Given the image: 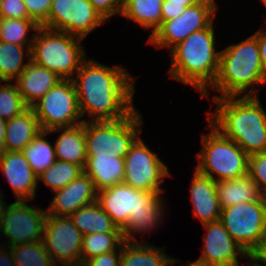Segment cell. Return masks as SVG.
<instances>
[{
  "mask_svg": "<svg viewBox=\"0 0 266 266\" xmlns=\"http://www.w3.org/2000/svg\"><path fill=\"white\" fill-rule=\"evenodd\" d=\"M85 59L77 77H71L76 88L81 116L90 121H113L128 117L134 110V77L120 66L108 67Z\"/></svg>",
  "mask_w": 266,
  "mask_h": 266,
  "instance_id": "obj_1",
  "label": "cell"
},
{
  "mask_svg": "<svg viewBox=\"0 0 266 266\" xmlns=\"http://www.w3.org/2000/svg\"><path fill=\"white\" fill-rule=\"evenodd\" d=\"M213 98L216 112L207 119L222 135L236 142L248 155L266 151V111L256 88L245 96Z\"/></svg>",
  "mask_w": 266,
  "mask_h": 266,
  "instance_id": "obj_2",
  "label": "cell"
},
{
  "mask_svg": "<svg viewBox=\"0 0 266 266\" xmlns=\"http://www.w3.org/2000/svg\"><path fill=\"white\" fill-rule=\"evenodd\" d=\"M162 200L161 193L134 189L124 182L101 190L97 196V202L122 230L126 242H136L133 232L146 233L161 223Z\"/></svg>",
  "mask_w": 266,
  "mask_h": 266,
  "instance_id": "obj_3",
  "label": "cell"
},
{
  "mask_svg": "<svg viewBox=\"0 0 266 266\" xmlns=\"http://www.w3.org/2000/svg\"><path fill=\"white\" fill-rule=\"evenodd\" d=\"M215 51L212 22L207 28L193 32L169 51L172 57L170 77L194 86L202 93V97H208L207 88L213 85L219 71L220 51Z\"/></svg>",
  "mask_w": 266,
  "mask_h": 266,
  "instance_id": "obj_4",
  "label": "cell"
},
{
  "mask_svg": "<svg viewBox=\"0 0 266 266\" xmlns=\"http://www.w3.org/2000/svg\"><path fill=\"white\" fill-rule=\"evenodd\" d=\"M259 83H266V72L254 35L220 51L219 71L211 88L219 91L221 96L214 98L244 96L251 85Z\"/></svg>",
  "mask_w": 266,
  "mask_h": 266,
  "instance_id": "obj_5",
  "label": "cell"
},
{
  "mask_svg": "<svg viewBox=\"0 0 266 266\" xmlns=\"http://www.w3.org/2000/svg\"><path fill=\"white\" fill-rule=\"evenodd\" d=\"M82 39L40 26L33 35L31 60L62 79H71L86 59Z\"/></svg>",
  "mask_w": 266,
  "mask_h": 266,
  "instance_id": "obj_6",
  "label": "cell"
},
{
  "mask_svg": "<svg viewBox=\"0 0 266 266\" xmlns=\"http://www.w3.org/2000/svg\"><path fill=\"white\" fill-rule=\"evenodd\" d=\"M207 126L212 130L209 135L202 134V150L196 154L199 163L195 170L216 182L247 175L249 155L210 123Z\"/></svg>",
  "mask_w": 266,
  "mask_h": 266,
  "instance_id": "obj_7",
  "label": "cell"
},
{
  "mask_svg": "<svg viewBox=\"0 0 266 266\" xmlns=\"http://www.w3.org/2000/svg\"><path fill=\"white\" fill-rule=\"evenodd\" d=\"M87 156L125 158L142 132V115L135 109L128 117L113 121L84 120Z\"/></svg>",
  "mask_w": 266,
  "mask_h": 266,
  "instance_id": "obj_8",
  "label": "cell"
},
{
  "mask_svg": "<svg viewBox=\"0 0 266 266\" xmlns=\"http://www.w3.org/2000/svg\"><path fill=\"white\" fill-rule=\"evenodd\" d=\"M220 221L232 238L251 256L266 234V196L251 203L221 209Z\"/></svg>",
  "mask_w": 266,
  "mask_h": 266,
  "instance_id": "obj_9",
  "label": "cell"
},
{
  "mask_svg": "<svg viewBox=\"0 0 266 266\" xmlns=\"http://www.w3.org/2000/svg\"><path fill=\"white\" fill-rule=\"evenodd\" d=\"M42 131L82 124L72 79H62L32 106Z\"/></svg>",
  "mask_w": 266,
  "mask_h": 266,
  "instance_id": "obj_10",
  "label": "cell"
},
{
  "mask_svg": "<svg viewBox=\"0 0 266 266\" xmlns=\"http://www.w3.org/2000/svg\"><path fill=\"white\" fill-rule=\"evenodd\" d=\"M124 163V183L134 189L162 193L160 185L164 178L170 175L169 170L157 154L145 145L140 136L130 146Z\"/></svg>",
  "mask_w": 266,
  "mask_h": 266,
  "instance_id": "obj_11",
  "label": "cell"
},
{
  "mask_svg": "<svg viewBox=\"0 0 266 266\" xmlns=\"http://www.w3.org/2000/svg\"><path fill=\"white\" fill-rule=\"evenodd\" d=\"M82 241L83 234L70 216L47 214L42 242L57 266H81Z\"/></svg>",
  "mask_w": 266,
  "mask_h": 266,
  "instance_id": "obj_12",
  "label": "cell"
},
{
  "mask_svg": "<svg viewBox=\"0 0 266 266\" xmlns=\"http://www.w3.org/2000/svg\"><path fill=\"white\" fill-rule=\"evenodd\" d=\"M26 200H16L5 205L0 218V233L9 239L7 247L41 241L47 216L46 210L26 205Z\"/></svg>",
  "mask_w": 266,
  "mask_h": 266,
  "instance_id": "obj_13",
  "label": "cell"
},
{
  "mask_svg": "<svg viewBox=\"0 0 266 266\" xmlns=\"http://www.w3.org/2000/svg\"><path fill=\"white\" fill-rule=\"evenodd\" d=\"M216 9L212 4L201 0L187 7L176 18L163 22L155 33L150 35L147 43H152L157 48L167 46L171 50L193 32L207 28L216 16Z\"/></svg>",
  "mask_w": 266,
  "mask_h": 266,
  "instance_id": "obj_14",
  "label": "cell"
},
{
  "mask_svg": "<svg viewBox=\"0 0 266 266\" xmlns=\"http://www.w3.org/2000/svg\"><path fill=\"white\" fill-rule=\"evenodd\" d=\"M104 22L89 0H53L48 14V29L83 39Z\"/></svg>",
  "mask_w": 266,
  "mask_h": 266,
  "instance_id": "obj_15",
  "label": "cell"
},
{
  "mask_svg": "<svg viewBox=\"0 0 266 266\" xmlns=\"http://www.w3.org/2000/svg\"><path fill=\"white\" fill-rule=\"evenodd\" d=\"M202 226L207 234L204 237V249L199 261L209 266H238V253L241 258L250 259V256L232 238L220 220Z\"/></svg>",
  "mask_w": 266,
  "mask_h": 266,
  "instance_id": "obj_16",
  "label": "cell"
},
{
  "mask_svg": "<svg viewBox=\"0 0 266 266\" xmlns=\"http://www.w3.org/2000/svg\"><path fill=\"white\" fill-rule=\"evenodd\" d=\"M54 192L56 194L46 211L56 216H71L81 207L96 202L98 196L92 179L85 172Z\"/></svg>",
  "mask_w": 266,
  "mask_h": 266,
  "instance_id": "obj_17",
  "label": "cell"
},
{
  "mask_svg": "<svg viewBox=\"0 0 266 266\" xmlns=\"http://www.w3.org/2000/svg\"><path fill=\"white\" fill-rule=\"evenodd\" d=\"M0 170L12 187L17 200L35 199L38 178L22 151L0 152Z\"/></svg>",
  "mask_w": 266,
  "mask_h": 266,
  "instance_id": "obj_18",
  "label": "cell"
},
{
  "mask_svg": "<svg viewBox=\"0 0 266 266\" xmlns=\"http://www.w3.org/2000/svg\"><path fill=\"white\" fill-rule=\"evenodd\" d=\"M190 192L193 216L197 217L202 225L220 220L221 207L216 192V181L196 170Z\"/></svg>",
  "mask_w": 266,
  "mask_h": 266,
  "instance_id": "obj_19",
  "label": "cell"
},
{
  "mask_svg": "<svg viewBox=\"0 0 266 266\" xmlns=\"http://www.w3.org/2000/svg\"><path fill=\"white\" fill-rule=\"evenodd\" d=\"M61 80L55 72L29 60L15 82L23 101L28 107H32L36 100H40Z\"/></svg>",
  "mask_w": 266,
  "mask_h": 266,
  "instance_id": "obj_20",
  "label": "cell"
},
{
  "mask_svg": "<svg viewBox=\"0 0 266 266\" xmlns=\"http://www.w3.org/2000/svg\"><path fill=\"white\" fill-rule=\"evenodd\" d=\"M41 131L34 109L28 107L21 114L7 120L3 150L22 151Z\"/></svg>",
  "mask_w": 266,
  "mask_h": 266,
  "instance_id": "obj_21",
  "label": "cell"
},
{
  "mask_svg": "<svg viewBox=\"0 0 266 266\" xmlns=\"http://www.w3.org/2000/svg\"><path fill=\"white\" fill-rule=\"evenodd\" d=\"M84 172L92 179L97 192H100L124 181V158L87 156Z\"/></svg>",
  "mask_w": 266,
  "mask_h": 266,
  "instance_id": "obj_22",
  "label": "cell"
},
{
  "mask_svg": "<svg viewBox=\"0 0 266 266\" xmlns=\"http://www.w3.org/2000/svg\"><path fill=\"white\" fill-rule=\"evenodd\" d=\"M62 131L55 142L56 158L61 161L75 163L83 169L87 161V149L84 124L68 128H56L48 133Z\"/></svg>",
  "mask_w": 266,
  "mask_h": 266,
  "instance_id": "obj_23",
  "label": "cell"
},
{
  "mask_svg": "<svg viewBox=\"0 0 266 266\" xmlns=\"http://www.w3.org/2000/svg\"><path fill=\"white\" fill-rule=\"evenodd\" d=\"M216 192L221 209L236 204L251 203L263 196L248 174L240 178L216 182Z\"/></svg>",
  "mask_w": 266,
  "mask_h": 266,
  "instance_id": "obj_24",
  "label": "cell"
},
{
  "mask_svg": "<svg viewBox=\"0 0 266 266\" xmlns=\"http://www.w3.org/2000/svg\"><path fill=\"white\" fill-rule=\"evenodd\" d=\"M140 242L124 241L121 245L120 266H171L180 261L167 256L161 248Z\"/></svg>",
  "mask_w": 266,
  "mask_h": 266,
  "instance_id": "obj_25",
  "label": "cell"
},
{
  "mask_svg": "<svg viewBox=\"0 0 266 266\" xmlns=\"http://www.w3.org/2000/svg\"><path fill=\"white\" fill-rule=\"evenodd\" d=\"M74 225L83 235L92 233L122 232L112 221L111 217L96 201L81 207L71 216Z\"/></svg>",
  "mask_w": 266,
  "mask_h": 266,
  "instance_id": "obj_26",
  "label": "cell"
},
{
  "mask_svg": "<svg viewBox=\"0 0 266 266\" xmlns=\"http://www.w3.org/2000/svg\"><path fill=\"white\" fill-rule=\"evenodd\" d=\"M164 0H123L121 15L140 24L145 29L152 28V34L162 24L161 7Z\"/></svg>",
  "mask_w": 266,
  "mask_h": 266,
  "instance_id": "obj_27",
  "label": "cell"
},
{
  "mask_svg": "<svg viewBox=\"0 0 266 266\" xmlns=\"http://www.w3.org/2000/svg\"><path fill=\"white\" fill-rule=\"evenodd\" d=\"M27 48V49H25ZM31 48L0 41V80L11 82L22 73L28 63L24 64V53L31 60Z\"/></svg>",
  "mask_w": 266,
  "mask_h": 266,
  "instance_id": "obj_28",
  "label": "cell"
},
{
  "mask_svg": "<svg viewBox=\"0 0 266 266\" xmlns=\"http://www.w3.org/2000/svg\"><path fill=\"white\" fill-rule=\"evenodd\" d=\"M49 133L41 131L23 150L33 172L39 176L48 169L56 160L55 146L44 139Z\"/></svg>",
  "mask_w": 266,
  "mask_h": 266,
  "instance_id": "obj_29",
  "label": "cell"
},
{
  "mask_svg": "<svg viewBox=\"0 0 266 266\" xmlns=\"http://www.w3.org/2000/svg\"><path fill=\"white\" fill-rule=\"evenodd\" d=\"M124 243L122 232L83 235L81 266L91 257L117 250Z\"/></svg>",
  "mask_w": 266,
  "mask_h": 266,
  "instance_id": "obj_30",
  "label": "cell"
},
{
  "mask_svg": "<svg viewBox=\"0 0 266 266\" xmlns=\"http://www.w3.org/2000/svg\"><path fill=\"white\" fill-rule=\"evenodd\" d=\"M39 27L31 18H2L0 20V41L32 47L33 37L31 40H28L26 37L27 33L29 30L36 32Z\"/></svg>",
  "mask_w": 266,
  "mask_h": 266,
  "instance_id": "obj_31",
  "label": "cell"
},
{
  "mask_svg": "<svg viewBox=\"0 0 266 266\" xmlns=\"http://www.w3.org/2000/svg\"><path fill=\"white\" fill-rule=\"evenodd\" d=\"M83 172L84 169L80 165L57 159L48 169L37 176V178L38 181L42 180L54 192L66 187Z\"/></svg>",
  "mask_w": 266,
  "mask_h": 266,
  "instance_id": "obj_32",
  "label": "cell"
},
{
  "mask_svg": "<svg viewBox=\"0 0 266 266\" xmlns=\"http://www.w3.org/2000/svg\"><path fill=\"white\" fill-rule=\"evenodd\" d=\"M15 266H57L41 241L9 247Z\"/></svg>",
  "mask_w": 266,
  "mask_h": 266,
  "instance_id": "obj_33",
  "label": "cell"
},
{
  "mask_svg": "<svg viewBox=\"0 0 266 266\" xmlns=\"http://www.w3.org/2000/svg\"><path fill=\"white\" fill-rule=\"evenodd\" d=\"M0 87V117L6 121L21 114L28 108L18 92L17 85L4 82Z\"/></svg>",
  "mask_w": 266,
  "mask_h": 266,
  "instance_id": "obj_34",
  "label": "cell"
},
{
  "mask_svg": "<svg viewBox=\"0 0 266 266\" xmlns=\"http://www.w3.org/2000/svg\"><path fill=\"white\" fill-rule=\"evenodd\" d=\"M248 175L255 181L260 192L266 196V151L249 155Z\"/></svg>",
  "mask_w": 266,
  "mask_h": 266,
  "instance_id": "obj_35",
  "label": "cell"
},
{
  "mask_svg": "<svg viewBox=\"0 0 266 266\" xmlns=\"http://www.w3.org/2000/svg\"><path fill=\"white\" fill-rule=\"evenodd\" d=\"M29 17L39 26L48 28V14L53 0H23Z\"/></svg>",
  "mask_w": 266,
  "mask_h": 266,
  "instance_id": "obj_36",
  "label": "cell"
},
{
  "mask_svg": "<svg viewBox=\"0 0 266 266\" xmlns=\"http://www.w3.org/2000/svg\"><path fill=\"white\" fill-rule=\"evenodd\" d=\"M3 18H30L23 0H1Z\"/></svg>",
  "mask_w": 266,
  "mask_h": 266,
  "instance_id": "obj_37",
  "label": "cell"
},
{
  "mask_svg": "<svg viewBox=\"0 0 266 266\" xmlns=\"http://www.w3.org/2000/svg\"><path fill=\"white\" fill-rule=\"evenodd\" d=\"M94 8L104 17L109 19L115 14H121L123 0H89Z\"/></svg>",
  "mask_w": 266,
  "mask_h": 266,
  "instance_id": "obj_38",
  "label": "cell"
},
{
  "mask_svg": "<svg viewBox=\"0 0 266 266\" xmlns=\"http://www.w3.org/2000/svg\"><path fill=\"white\" fill-rule=\"evenodd\" d=\"M120 259L121 246L117 250L91 257L82 266H120Z\"/></svg>",
  "mask_w": 266,
  "mask_h": 266,
  "instance_id": "obj_39",
  "label": "cell"
},
{
  "mask_svg": "<svg viewBox=\"0 0 266 266\" xmlns=\"http://www.w3.org/2000/svg\"><path fill=\"white\" fill-rule=\"evenodd\" d=\"M186 8L184 4L169 3V0H164L161 7L162 23L181 15Z\"/></svg>",
  "mask_w": 266,
  "mask_h": 266,
  "instance_id": "obj_40",
  "label": "cell"
},
{
  "mask_svg": "<svg viewBox=\"0 0 266 266\" xmlns=\"http://www.w3.org/2000/svg\"><path fill=\"white\" fill-rule=\"evenodd\" d=\"M250 259L253 260L250 266H264L259 264L258 261L264 262L266 266V234L262 238L258 248L251 254Z\"/></svg>",
  "mask_w": 266,
  "mask_h": 266,
  "instance_id": "obj_41",
  "label": "cell"
},
{
  "mask_svg": "<svg viewBox=\"0 0 266 266\" xmlns=\"http://www.w3.org/2000/svg\"><path fill=\"white\" fill-rule=\"evenodd\" d=\"M253 35L257 38L261 63L266 72V31L260 29Z\"/></svg>",
  "mask_w": 266,
  "mask_h": 266,
  "instance_id": "obj_42",
  "label": "cell"
},
{
  "mask_svg": "<svg viewBox=\"0 0 266 266\" xmlns=\"http://www.w3.org/2000/svg\"><path fill=\"white\" fill-rule=\"evenodd\" d=\"M9 251L10 252H6L5 248L2 250L0 249V266H15L11 250Z\"/></svg>",
  "mask_w": 266,
  "mask_h": 266,
  "instance_id": "obj_43",
  "label": "cell"
},
{
  "mask_svg": "<svg viewBox=\"0 0 266 266\" xmlns=\"http://www.w3.org/2000/svg\"><path fill=\"white\" fill-rule=\"evenodd\" d=\"M7 121L0 117V152L3 151Z\"/></svg>",
  "mask_w": 266,
  "mask_h": 266,
  "instance_id": "obj_44",
  "label": "cell"
},
{
  "mask_svg": "<svg viewBox=\"0 0 266 266\" xmlns=\"http://www.w3.org/2000/svg\"><path fill=\"white\" fill-rule=\"evenodd\" d=\"M201 0H169V3L184 4L186 7L193 6Z\"/></svg>",
  "mask_w": 266,
  "mask_h": 266,
  "instance_id": "obj_45",
  "label": "cell"
},
{
  "mask_svg": "<svg viewBox=\"0 0 266 266\" xmlns=\"http://www.w3.org/2000/svg\"><path fill=\"white\" fill-rule=\"evenodd\" d=\"M2 198H3V195L0 193V218H1L2 212L4 210V207L6 205L5 204L6 202Z\"/></svg>",
  "mask_w": 266,
  "mask_h": 266,
  "instance_id": "obj_46",
  "label": "cell"
},
{
  "mask_svg": "<svg viewBox=\"0 0 266 266\" xmlns=\"http://www.w3.org/2000/svg\"><path fill=\"white\" fill-rule=\"evenodd\" d=\"M189 266H209V265H207L206 263H203L199 260H196L195 262L190 263Z\"/></svg>",
  "mask_w": 266,
  "mask_h": 266,
  "instance_id": "obj_47",
  "label": "cell"
},
{
  "mask_svg": "<svg viewBox=\"0 0 266 266\" xmlns=\"http://www.w3.org/2000/svg\"><path fill=\"white\" fill-rule=\"evenodd\" d=\"M203 1L208 2L217 8V4H215V0H203Z\"/></svg>",
  "mask_w": 266,
  "mask_h": 266,
  "instance_id": "obj_48",
  "label": "cell"
},
{
  "mask_svg": "<svg viewBox=\"0 0 266 266\" xmlns=\"http://www.w3.org/2000/svg\"><path fill=\"white\" fill-rule=\"evenodd\" d=\"M2 12H1V0H0V20L2 19Z\"/></svg>",
  "mask_w": 266,
  "mask_h": 266,
  "instance_id": "obj_49",
  "label": "cell"
},
{
  "mask_svg": "<svg viewBox=\"0 0 266 266\" xmlns=\"http://www.w3.org/2000/svg\"><path fill=\"white\" fill-rule=\"evenodd\" d=\"M262 2L264 3V6H266V0H262Z\"/></svg>",
  "mask_w": 266,
  "mask_h": 266,
  "instance_id": "obj_50",
  "label": "cell"
}]
</instances>
